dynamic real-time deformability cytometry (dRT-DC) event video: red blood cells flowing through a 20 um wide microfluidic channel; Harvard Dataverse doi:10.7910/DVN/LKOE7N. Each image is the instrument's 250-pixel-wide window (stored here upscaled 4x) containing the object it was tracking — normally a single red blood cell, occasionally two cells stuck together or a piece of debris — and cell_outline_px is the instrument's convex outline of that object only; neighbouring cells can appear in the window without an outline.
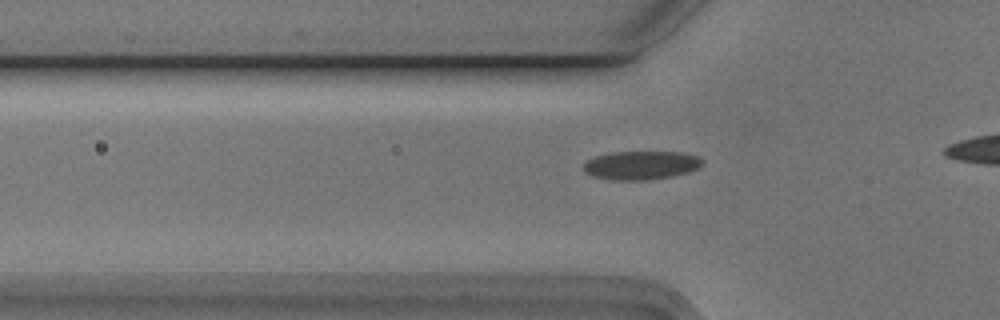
{"species": "Egyptian fruit bat (a non-hibernating species)", "species_latin": "Rousettus aegyptiacus", "temperature_condition": "cold", "stored_images_in_passage": 22, "camera_frame_rate_fps": 3000, "um_per_image_px": 0.085, "animal": {"sex": "male"}, "frame": {"image": 1, "passage_image": 9, "time_ms": 2.667, "image_size_px": [1000, 320], "cell_outline_px": [[704, 164], [700, 168], [688, 172], [672, 176], [648, 180], [612, 180], [592, 176], [584, 172], [584, 164], [588, 160], [596, 156], [612, 152], [684, 152], [700, 156], [704, 160]], "centroid_in_image_um": [54.55, 14.04], "position_along_channel_um": 71.2, "area_um2": 20.06}}
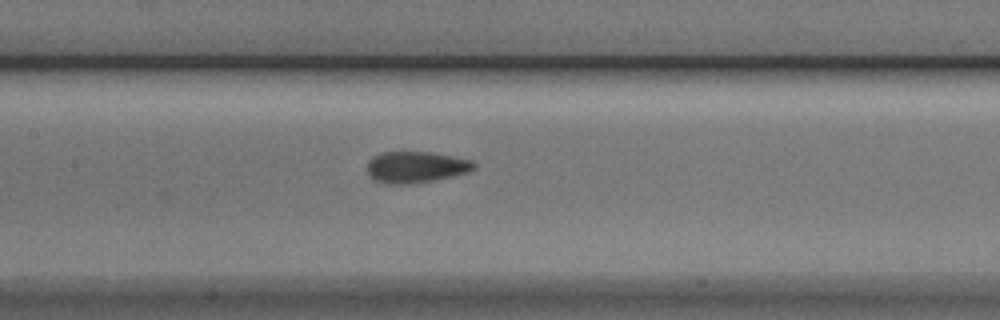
{"frame": {"image": 2, "passage_image": 17, "time_ms": 5.333, "image_size_px": [1000, 320], "cell_outline_px": [[476, 168], [468, 172], [452, 176], [432, 180], [408, 184], [384, 184], [372, 180], [368, 172], [368, 160], [372, 156], [384, 152], [432, 152], [472, 160], [476, 164]], "centroid_in_image_um": [35.33, 14.2], "position_along_channel_um": 172.1, "area_um2": 19.59}}
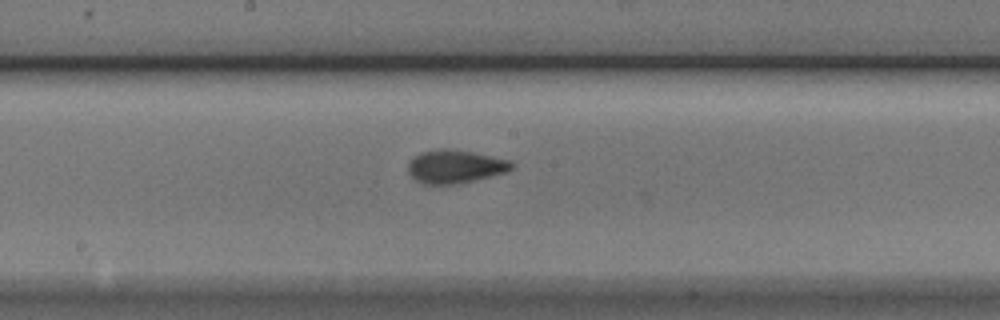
{"frame": {"image": 3, "passage_image": 20, "time_ms": 6.333, "image_size_px": [1000, 320], "cell_outline_px": [[516, 164], [508, 172], [456, 184], [420, 184], [408, 172], [408, 160], [420, 152], [440, 148], [448, 148], [472, 152], [512, 160]], "centroid_in_image_um": [38.69, 14.14], "position_along_channel_um": 209.5, "area_um2": 20.35}}